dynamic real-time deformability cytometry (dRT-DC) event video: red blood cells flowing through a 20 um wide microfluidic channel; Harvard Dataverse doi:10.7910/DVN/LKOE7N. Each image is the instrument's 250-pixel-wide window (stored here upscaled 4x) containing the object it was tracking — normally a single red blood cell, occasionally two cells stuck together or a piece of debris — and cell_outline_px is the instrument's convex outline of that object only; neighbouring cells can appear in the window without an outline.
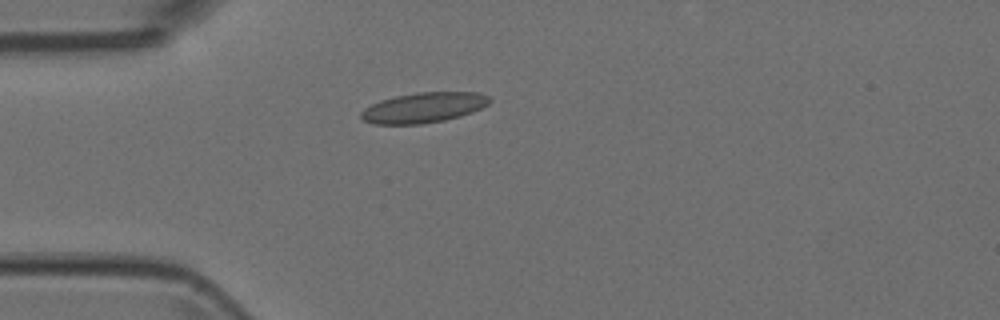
{"species": "Egyptian fruit bat (a non-hibernating species)", "species_latin": "Rousettus aegyptiacus", "temperature_condition": "room temperature", "stored_images_in_passage": 2, "camera_frame_rate_fps": 3000, "um_per_image_px": 0.085, "animal": {"sex": "female"}, "frame": {"image": 1, "passage_image": 2, "time_ms": 0.333, "image_size_px": [1000, 320], "cell_outline_px": [[492, 100], [488, 104], [472, 112], [460, 116], [444, 120], [420, 124], [372, 124], [364, 120], [360, 116], [360, 112], [364, 108], [380, 100], [396, 96], [416, 92], [480, 92], [488, 96]], "centroid_in_image_um": [36.0, 9.14], "position_along_channel_um": 49.0, "area_um2": 22.66}}